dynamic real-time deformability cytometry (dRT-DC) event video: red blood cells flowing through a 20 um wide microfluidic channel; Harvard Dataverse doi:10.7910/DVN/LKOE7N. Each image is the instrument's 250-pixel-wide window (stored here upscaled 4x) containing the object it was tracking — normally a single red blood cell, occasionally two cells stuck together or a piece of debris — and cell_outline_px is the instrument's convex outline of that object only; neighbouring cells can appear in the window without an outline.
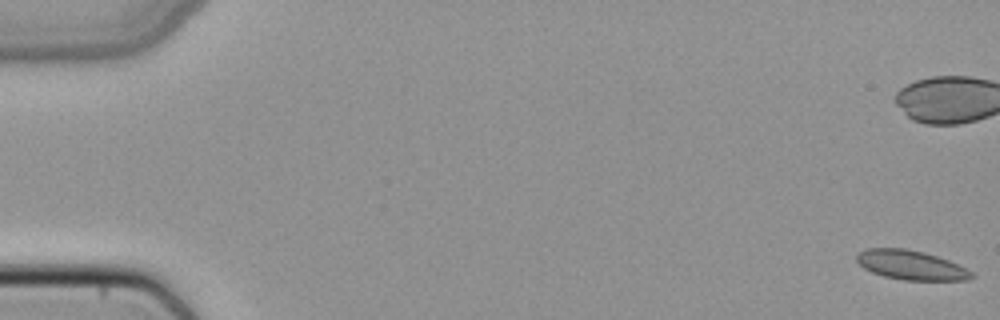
{"species": "common noctule bat (a hibernating species)", "species_latin": "Nyctalus noctula", "temperature_condition": "cold", "stored_images_in_passage": 51, "camera_frame_rate_fps": 3000, "um_per_image_px": 0.085, "animal": {"sex": "female", "body_mass_g": 22.7, "forearm_length_mm": 54.2}, "frame": {"image": 1, "passage_image": 1, "time_ms": 0.0, "image_size_px": [1000, 320], "cell_outline_px": [[976, 276], [968, 280], [904, 280], [884, 276], [872, 272], [864, 268], [856, 260], [856, 256], [860, 252], [868, 248], [904, 248], [924, 252], [948, 260], [972, 272]], "centroid_in_image_um": [77.43, 22.53], "position_along_channel_um": 7.6, "area_um2": 19.48}}